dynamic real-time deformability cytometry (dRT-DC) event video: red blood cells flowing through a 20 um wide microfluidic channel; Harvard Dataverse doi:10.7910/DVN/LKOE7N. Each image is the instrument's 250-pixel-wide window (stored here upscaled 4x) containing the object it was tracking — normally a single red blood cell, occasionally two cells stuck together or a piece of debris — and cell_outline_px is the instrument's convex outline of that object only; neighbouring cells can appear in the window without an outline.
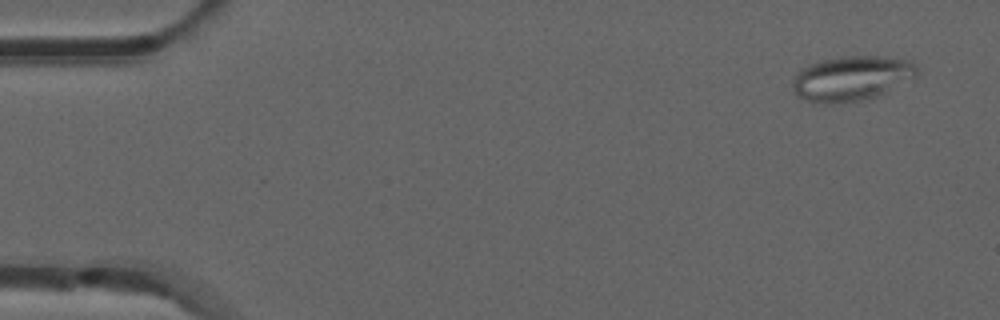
{"species": "common noctule bat (a hibernating species)", "species_latin": "Nyctalus noctula", "temperature_condition": "room temperature", "stored_images_in_passage": 52, "camera_frame_rate_fps": 3000, "um_per_image_px": 0.085, "animal": {"sex": "male", "forearm_length_mm": 52.5}, "frame": {"image": 1, "passage_image": 3, "time_ms": 0.667, "image_size_px": [1000, 320], "cell_outline_px": [[916, 72], [912, 76], [884, 92], [876, 96], [836, 104], [828, 104], [808, 100], [796, 96], [792, 92], [792, 80], [796, 72], [800, 68], [808, 64], [820, 60], [840, 56], [884, 56], [908, 60], [916, 64]], "centroid_in_image_um": [72.25, 6.64], "position_along_channel_um": 12.7, "area_um2": 32.19}}
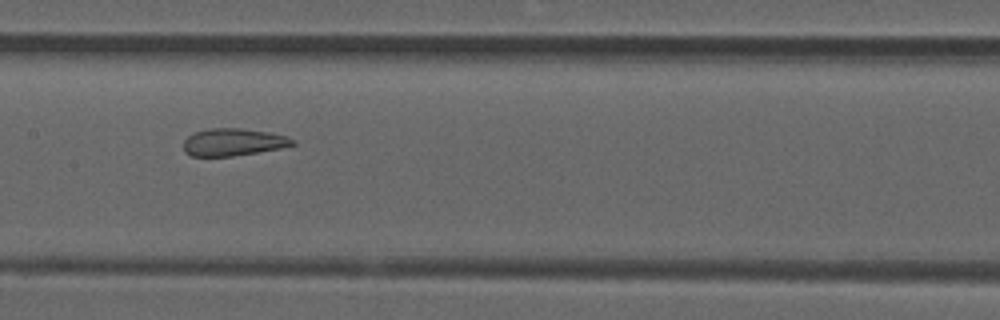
{"frame": {"image": 2, "passage_image": 26, "time_ms": 8.333, "image_size_px": [1000, 320], "cell_outline_px": [[296, 144], [280, 148], [232, 156], [192, 156], [184, 152], [184, 140], [188, 136], [196, 132], [208, 128], [240, 128], [268, 132], [284, 136], [296, 140]], "centroid_in_image_um": [19.8, 12.08], "position_along_channel_um": 187.6, "area_um2": 17.22}}
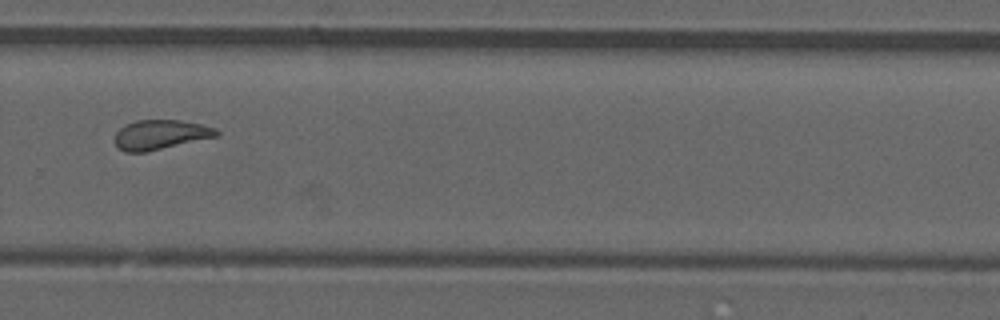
{"frame": {"image": 3, "passage_image": 36, "time_ms": 11.667, "image_size_px": [1000, 320], "cell_outline_px": [[220, 136], [144, 152], [124, 152], [116, 144], [116, 132], [124, 124], [136, 120], [180, 120], [204, 124], [216, 128], [220, 132]], "centroid_in_image_um": [13.69, 11.43], "position_along_channel_um": 316.1, "area_um2": 17.63}, "authors_computed_cell_mechanics": {"area_um2": 18.2648, "velocity_mm_per_s": 3.8783, "shape_relaxation_time_tau1_ms": null, "shape_relaxation_time_tau2_ms": 1.1293, "deformation_change_tau1": null, "deformation_change_tau2": 0.0834}}